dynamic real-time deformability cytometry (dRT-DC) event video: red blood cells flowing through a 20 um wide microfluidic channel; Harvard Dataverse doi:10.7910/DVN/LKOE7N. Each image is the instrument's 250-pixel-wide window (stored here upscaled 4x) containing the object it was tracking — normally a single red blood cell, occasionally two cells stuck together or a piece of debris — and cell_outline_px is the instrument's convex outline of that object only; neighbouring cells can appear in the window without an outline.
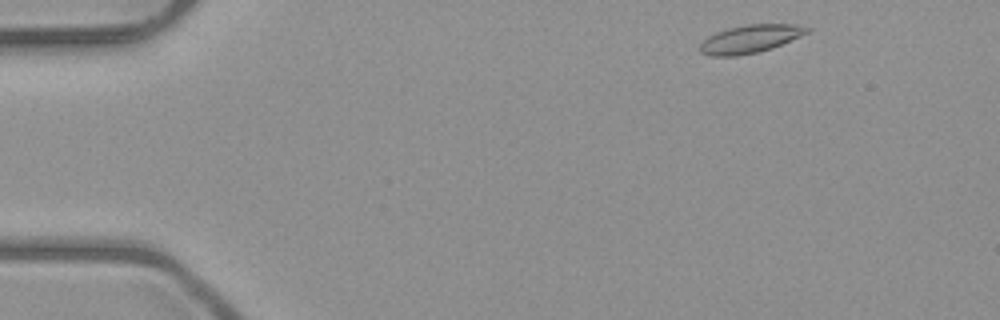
{"species": "common noctule bat (a hibernating species)", "species_latin": "Nyctalus noctula", "temperature_condition": "room temperature", "stored_images_in_passage": 3, "camera_frame_rate_fps": 3000, "um_per_image_px": 0.085, "animal": {"sex": "male", "body_mass_g": 23.1, "forearm_length_mm": 52.7}, "frame": {"image": 1, "passage_image": 1, "time_ms": 0.0, "image_size_px": [1000, 320], "cell_outline_px": [[812, 28], [808, 32], [800, 36], [772, 48], [756, 52], [736, 56], [712, 56], [700, 52], [700, 44], [708, 36], [716, 32], [728, 28], [744, 24], [796, 24]], "centroid_in_image_um": [63.76, 3.29], "position_along_channel_um": 21.2, "area_um2": 17.4}}